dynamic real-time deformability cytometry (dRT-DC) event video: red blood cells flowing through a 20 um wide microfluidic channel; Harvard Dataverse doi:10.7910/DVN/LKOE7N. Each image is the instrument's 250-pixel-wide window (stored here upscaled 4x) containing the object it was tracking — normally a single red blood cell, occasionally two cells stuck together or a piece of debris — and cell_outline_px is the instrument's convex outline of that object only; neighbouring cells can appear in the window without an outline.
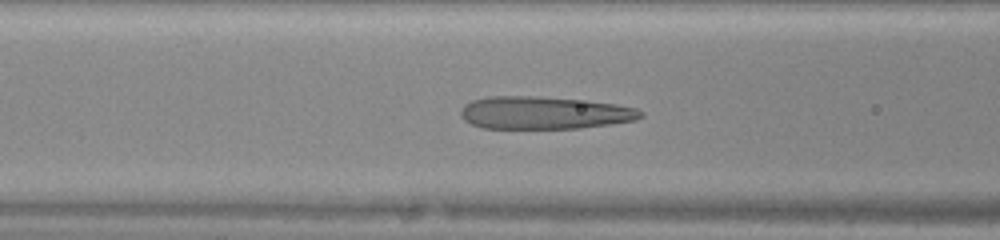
{"species": "human", "species_latin": "Homo sapiens", "temperature_condition": "warm", "stored_images_in_passage": 45, "camera_frame_rate_fps": 3000, "um_per_image_px": 0.085, "donor": {"sex": "female"}, "frame": {"image": 1, "passage_image": 18, "time_ms": 5.667, "image_size_px": [1000, 240], "cell_outline_px": [[644, 116], [636, 120], [612, 124], [580, 128], [484, 128], [472, 124], [464, 120], [460, 116], [460, 112], [464, 104], [472, 100], [488, 96], [536, 96], [588, 100], [616, 104], [636, 108], [644, 112]], "centroid_in_image_um": [46.28, 9.58], "position_along_channel_um": 120.3, "area_um2": 34.51}}
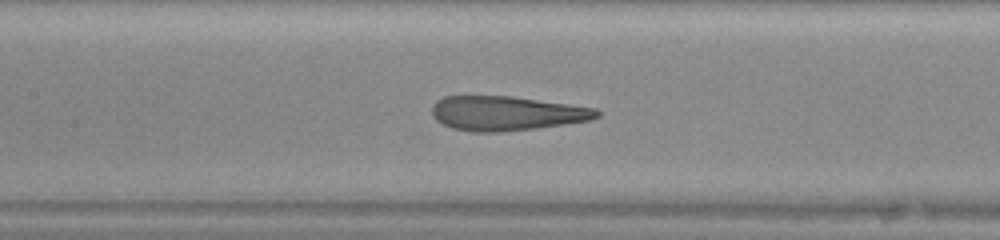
{"frame": {"image": 2, "passage_image": 21, "time_ms": 6.667, "image_size_px": [1000, 240], "cell_outline_px": [[600, 116], [592, 120], [536, 128], [496, 132], [472, 132], [452, 128], [436, 120], [432, 116], [432, 104], [436, 100], [444, 96], [512, 96], [596, 108], [600, 112]], "centroid_in_image_um": [43.04, 9.63], "position_along_channel_um": 164.4, "area_um2": 33.12}}
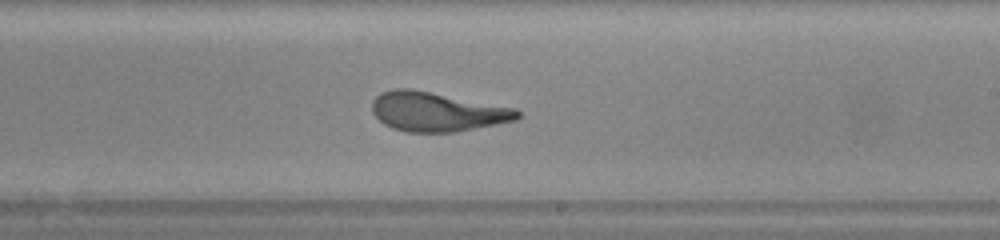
{"frame": {"image": 3, "passage_image": 27, "time_ms": 8.667, "image_size_px": [1000, 240], "cell_outline_px": [[520, 116], [516, 120], [456, 132], [404, 132], [392, 128], [384, 124], [372, 112], [372, 100], [380, 92], [392, 88], [412, 88], [516, 108], [520, 112]], "centroid_in_image_um": [37.11, 9.49], "position_along_channel_um": 251.9, "area_um2": 33.52}}